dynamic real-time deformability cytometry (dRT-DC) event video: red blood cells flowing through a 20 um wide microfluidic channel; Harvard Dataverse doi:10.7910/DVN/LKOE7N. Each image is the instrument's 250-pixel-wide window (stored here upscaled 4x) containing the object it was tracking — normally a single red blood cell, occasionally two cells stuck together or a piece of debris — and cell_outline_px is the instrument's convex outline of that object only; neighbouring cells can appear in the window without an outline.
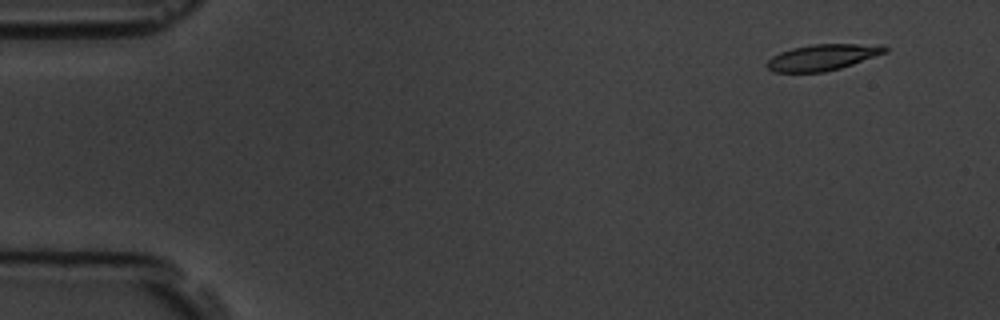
{"species": "common noctule bat (a hibernating species)", "species_latin": "Nyctalus noctula", "temperature_condition": "room temperature", "stored_images_in_passage": 7, "camera_frame_rate_fps": 3000, "um_per_image_px": 0.085, "animal": {"sex": "male", "body_mass_g": 19.5, "forearm_length_mm": 54.6}, "frame": {"image": 1, "passage_image": 2, "time_ms": 1.0, "image_size_px": [1000, 320], "cell_outline_px": [[888, 52], [840, 68], [824, 72], [772, 72], [764, 64], [772, 56], [780, 52], [792, 48], [812, 44], [884, 44], [888, 48]], "centroid_in_image_um": [69.93, 4.86], "position_along_channel_um": 15.1, "area_um2": 18.09}}
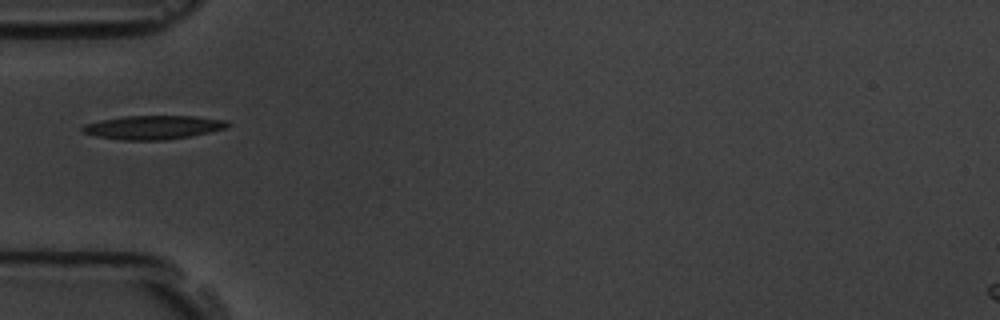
{"frame": {"image": 2, "passage_image": 6, "time_ms": 5.667, "image_size_px": [1000, 320], "cell_outline_px": [[232, 124], [224, 128], [192, 136], [164, 140], [124, 140], [96, 136], [84, 132], [80, 128], [84, 124], [100, 120], [124, 116], [196, 116], [228, 120]], "centroid_in_image_um": [13.04, 10.82], "position_along_channel_um": 72.0, "area_um2": 20.11}}
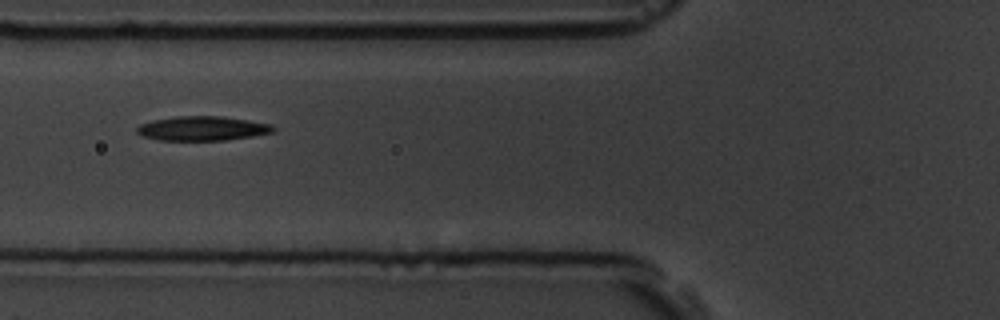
{"frame": {"image": 3, "passage_image": 7, "time_ms": 6.667, "image_size_px": [1000, 320], "cell_outline_px": [[276, 128], [272, 132], [252, 136], [224, 140], [156, 140], [144, 136], [136, 132], [136, 128], [140, 124], [152, 120], [176, 116], [220, 116], [248, 120], [272, 124]], "centroid_in_image_um": [17.18, 10.91], "position_along_channel_um": 108.6, "area_um2": 19.31}}